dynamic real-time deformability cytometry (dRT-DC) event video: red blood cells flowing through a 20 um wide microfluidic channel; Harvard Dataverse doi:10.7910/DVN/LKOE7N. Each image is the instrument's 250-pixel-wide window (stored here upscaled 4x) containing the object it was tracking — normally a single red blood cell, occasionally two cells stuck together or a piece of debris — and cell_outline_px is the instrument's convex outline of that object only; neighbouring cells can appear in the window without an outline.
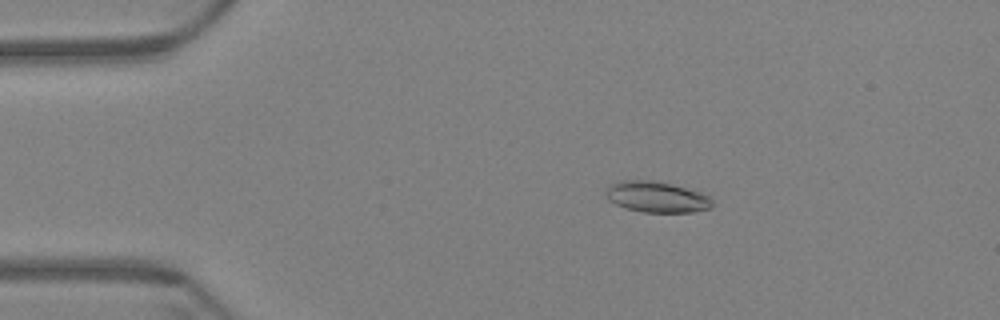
{"species": "Egyptian fruit bat (a non-hibernating species)", "species_latin": "Rousettus aegyptiacus", "temperature_condition": "warm", "stored_images_in_passage": 61, "camera_frame_rate_fps": 3000, "um_per_image_px": 0.085, "animal": {"sex": "female"}, "frame": {"image": 1, "passage_image": 12, "time_ms": 3.667, "image_size_px": [1000, 320], "cell_outline_px": [[712, 208], [692, 212], [644, 212], [628, 208], [616, 204], [608, 200], [604, 196], [604, 188], [608, 184], [620, 180], [656, 180], [700, 192], [708, 196], [712, 200]], "centroid_in_image_um": [55.75, 16.72], "position_along_channel_um": 29.2, "area_um2": 19.36}}
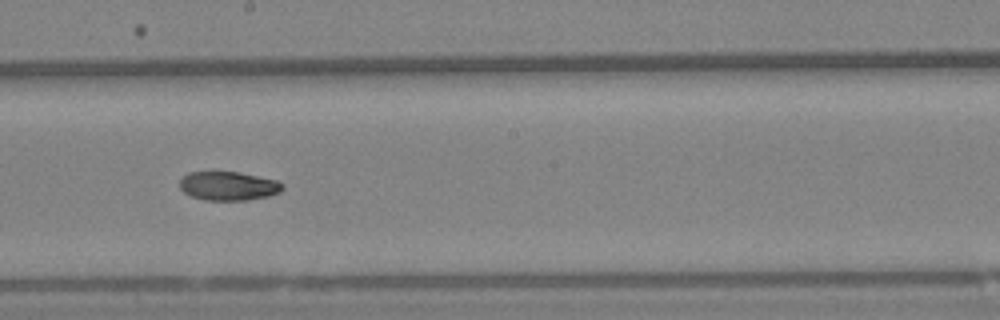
{"frame": {"image": 2, "passage_image": 35, "time_ms": 11.333, "image_size_px": [1000, 320], "cell_outline_px": [[284, 188], [280, 192], [268, 196], [248, 200], [204, 200], [192, 196], [184, 192], [180, 188], [180, 180], [188, 172], [240, 172], [276, 180], [284, 184]], "centroid_in_image_um": [19.43, 15.81], "position_along_channel_um": 228.8, "area_um2": 17.28}}
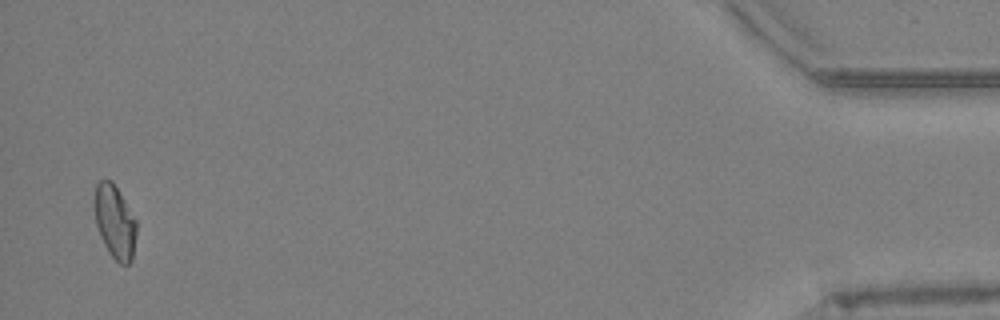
{"frame": {"image": 3, "passage_image": 60, "time_ms": 19.667, "image_size_px": [1000, 320], "cell_outline_px": [[136, 236], [132, 260], [128, 264], [120, 264], [108, 252], [100, 236], [96, 224], [96, 184], [100, 180], [112, 180], [136, 220]], "centroid_in_image_um": [9.78, 18.89], "position_along_channel_um": 425.4, "area_um2": 17.57}, "authors_computed_cell_mechanics": {"area_um2": 18.0914, "velocity_mm_per_s": 3.395, "shape_relaxation_time_tau1_ms": 7.9214, "shape_relaxation_time_tau2_ms": 7.5849, "deformation_change_tau1": 0.1789, "deformation_change_tau2": 0.1161}}